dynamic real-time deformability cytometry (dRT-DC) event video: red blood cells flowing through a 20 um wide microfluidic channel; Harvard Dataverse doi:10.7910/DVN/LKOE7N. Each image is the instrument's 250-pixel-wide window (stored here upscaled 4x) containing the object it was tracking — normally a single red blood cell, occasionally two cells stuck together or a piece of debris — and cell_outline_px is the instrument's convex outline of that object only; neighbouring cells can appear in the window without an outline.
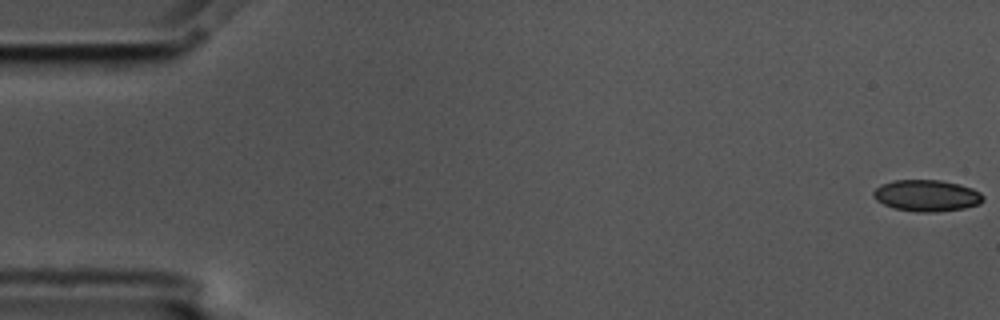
{"species": "common noctule bat (a hibernating species)", "species_latin": "Nyctalus noctula", "temperature_condition": "cold", "stored_images_in_passage": 5, "camera_frame_rate_fps": 3000, "um_per_image_px": 0.085, "animal": {"sex": "male", "body_mass_g": 17.5, "forearm_length_mm": 52.3}, "frame": {"image": 1, "passage_image": 1, "time_ms": 0.0, "image_size_px": [1000, 320], "cell_outline_px": [[984, 200], [980, 204], [964, 208], [936, 212], [916, 212], [892, 208], [876, 200], [872, 196], [872, 192], [880, 184], [892, 180], [940, 180], [960, 184], [972, 188], [980, 192], [984, 196]], "centroid_in_image_um": [78.76, 16.62], "position_along_channel_um": 6.2, "area_um2": 20.4}}
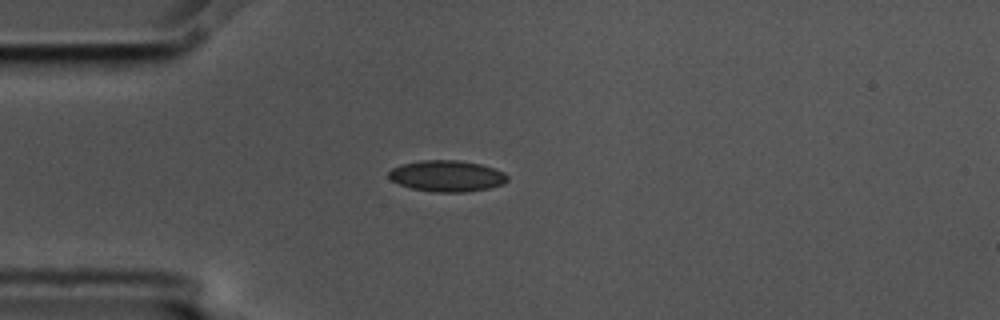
{"frame": {"image": 2, "passage_image": 5, "time_ms": 1.333, "image_size_px": [1000, 320], "cell_outline_px": [[508, 180], [504, 184], [488, 188], [464, 192], [432, 192], [412, 188], [400, 184], [392, 180], [388, 176], [388, 172], [392, 168], [400, 164], [420, 160], [456, 160], [480, 164], [504, 172], [508, 176]], "centroid_in_image_um": [37.98, 14.95], "position_along_channel_um": 47.0, "area_um2": 21.56}}